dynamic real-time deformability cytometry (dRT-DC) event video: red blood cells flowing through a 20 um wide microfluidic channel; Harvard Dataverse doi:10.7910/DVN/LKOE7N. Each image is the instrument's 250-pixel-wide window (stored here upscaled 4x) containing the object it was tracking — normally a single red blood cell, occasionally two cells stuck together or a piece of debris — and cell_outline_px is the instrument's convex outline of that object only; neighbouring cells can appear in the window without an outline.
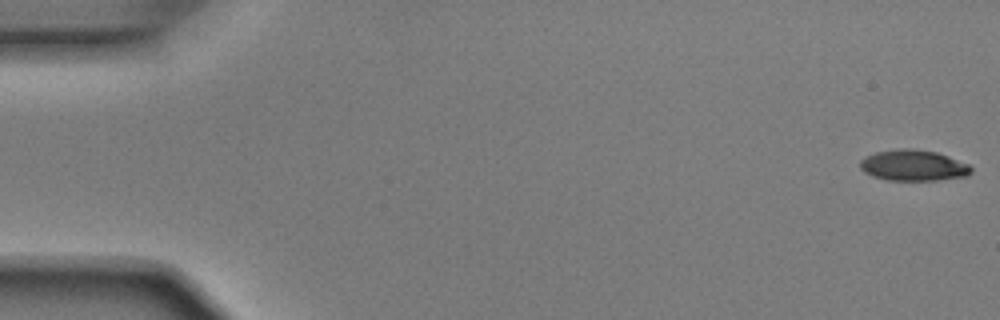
{"species": "Egyptian fruit bat (a non-hibernating species)", "species_latin": "Rousettus aegyptiacus", "temperature_condition": "room temperature", "stored_images_in_passage": 30, "camera_frame_rate_fps": 3000, "um_per_image_px": 0.085, "animal": {"sex": "male"}, "frame": {"image": 1, "passage_image": 1, "time_ms": 0.0, "image_size_px": [1000, 320], "cell_outline_px": [[972, 172], [968, 176], [936, 180], [888, 180], [872, 176], [864, 172], [860, 168], [860, 160], [864, 156], [876, 152], [896, 148], [916, 148], [936, 152], [948, 156], [968, 164], [972, 168]], "centroid_in_image_um": [77.62, 14.05], "position_along_channel_um": 7.4, "area_um2": 20.23}}
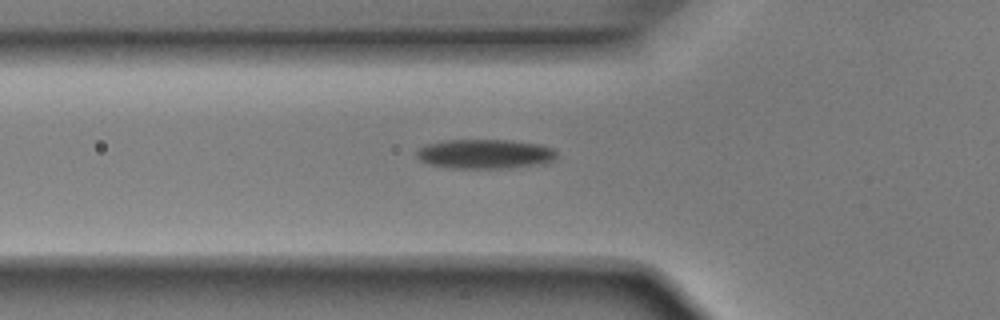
{"frame": {"image": 2, "passage_image": 18, "time_ms": 5.667, "image_size_px": [1000, 320], "cell_outline_px": [[556, 156], [548, 164], [504, 168], [448, 168], [432, 164], [420, 160], [416, 156], [416, 152], [424, 144], [448, 140], [508, 140], [540, 144], [552, 148], [556, 152]], "centroid_in_image_um": [41.24, 13.09], "position_along_channel_um": 84.6, "area_um2": 24.1}}
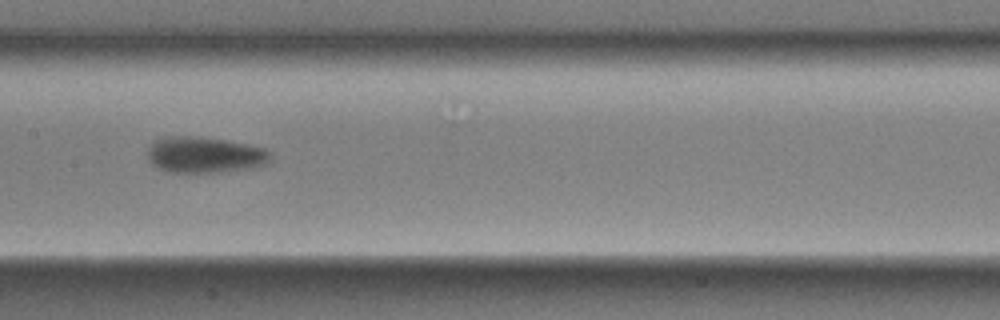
{"frame": {"image": 3, "passage_image": 26, "time_ms": 8.333, "image_size_px": [1000, 320], "cell_outline_px": [[272, 160], [264, 164], [252, 168], [216, 172], [168, 172], [152, 164], [148, 160], [148, 152], [152, 144], [156, 140], [168, 136], [196, 136], [224, 140], [248, 144], [264, 148], [272, 152]], "centroid_in_image_um": [17.44, 13.16], "position_along_channel_um": 190.0, "area_um2": 25.78}}